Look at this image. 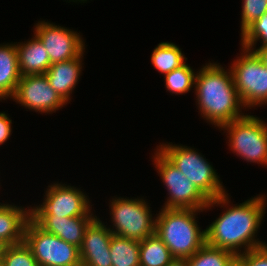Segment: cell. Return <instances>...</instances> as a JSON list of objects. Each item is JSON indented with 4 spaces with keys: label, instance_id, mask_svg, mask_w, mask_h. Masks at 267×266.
<instances>
[{
    "label": "cell",
    "instance_id": "4dcf8cb0",
    "mask_svg": "<svg viewBox=\"0 0 267 266\" xmlns=\"http://www.w3.org/2000/svg\"><path fill=\"white\" fill-rule=\"evenodd\" d=\"M7 247H8V244L2 239H0V263H1L3 255L5 254Z\"/></svg>",
    "mask_w": 267,
    "mask_h": 266
},
{
    "label": "cell",
    "instance_id": "4fadbf2b",
    "mask_svg": "<svg viewBox=\"0 0 267 266\" xmlns=\"http://www.w3.org/2000/svg\"><path fill=\"white\" fill-rule=\"evenodd\" d=\"M96 217L86 228L80 250L81 266H112V232Z\"/></svg>",
    "mask_w": 267,
    "mask_h": 266
},
{
    "label": "cell",
    "instance_id": "d4e9b609",
    "mask_svg": "<svg viewBox=\"0 0 267 266\" xmlns=\"http://www.w3.org/2000/svg\"><path fill=\"white\" fill-rule=\"evenodd\" d=\"M267 45V13L255 20L241 33V46L254 52L257 41ZM262 41V42H261Z\"/></svg>",
    "mask_w": 267,
    "mask_h": 266
},
{
    "label": "cell",
    "instance_id": "44dd1931",
    "mask_svg": "<svg viewBox=\"0 0 267 266\" xmlns=\"http://www.w3.org/2000/svg\"><path fill=\"white\" fill-rule=\"evenodd\" d=\"M139 241L112 234L110 253L112 266H140Z\"/></svg>",
    "mask_w": 267,
    "mask_h": 266
},
{
    "label": "cell",
    "instance_id": "603a6c76",
    "mask_svg": "<svg viewBox=\"0 0 267 266\" xmlns=\"http://www.w3.org/2000/svg\"><path fill=\"white\" fill-rule=\"evenodd\" d=\"M194 69L187 63L165 74L166 90L172 94H185L195 86Z\"/></svg>",
    "mask_w": 267,
    "mask_h": 266
},
{
    "label": "cell",
    "instance_id": "7c38bea8",
    "mask_svg": "<svg viewBox=\"0 0 267 266\" xmlns=\"http://www.w3.org/2000/svg\"><path fill=\"white\" fill-rule=\"evenodd\" d=\"M12 99L29 111L41 114L53 113L67 104L51 87L45 74L21 76Z\"/></svg>",
    "mask_w": 267,
    "mask_h": 266
},
{
    "label": "cell",
    "instance_id": "d6986e66",
    "mask_svg": "<svg viewBox=\"0 0 267 266\" xmlns=\"http://www.w3.org/2000/svg\"><path fill=\"white\" fill-rule=\"evenodd\" d=\"M140 266H167L174 257L164 242L153 233L139 241Z\"/></svg>",
    "mask_w": 267,
    "mask_h": 266
},
{
    "label": "cell",
    "instance_id": "7a4b0ae2",
    "mask_svg": "<svg viewBox=\"0 0 267 266\" xmlns=\"http://www.w3.org/2000/svg\"><path fill=\"white\" fill-rule=\"evenodd\" d=\"M206 63L195 76L196 105L200 116L215 127L244 117L245 109L235 88L230 68Z\"/></svg>",
    "mask_w": 267,
    "mask_h": 266
},
{
    "label": "cell",
    "instance_id": "1f68e13d",
    "mask_svg": "<svg viewBox=\"0 0 267 266\" xmlns=\"http://www.w3.org/2000/svg\"><path fill=\"white\" fill-rule=\"evenodd\" d=\"M261 248H263L264 250H267V244L266 242H261V245H260Z\"/></svg>",
    "mask_w": 267,
    "mask_h": 266
},
{
    "label": "cell",
    "instance_id": "6da1fadb",
    "mask_svg": "<svg viewBox=\"0 0 267 266\" xmlns=\"http://www.w3.org/2000/svg\"><path fill=\"white\" fill-rule=\"evenodd\" d=\"M228 195L226 193L210 200L204 210L218 205L225 207V211L206 227V244L237 256L260 247L262 241L256 234L266 213L267 196L258 194L240 204L229 205L231 201Z\"/></svg>",
    "mask_w": 267,
    "mask_h": 266
},
{
    "label": "cell",
    "instance_id": "f546056e",
    "mask_svg": "<svg viewBox=\"0 0 267 266\" xmlns=\"http://www.w3.org/2000/svg\"><path fill=\"white\" fill-rule=\"evenodd\" d=\"M167 266H188L186 258H174Z\"/></svg>",
    "mask_w": 267,
    "mask_h": 266
},
{
    "label": "cell",
    "instance_id": "2e32d148",
    "mask_svg": "<svg viewBox=\"0 0 267 266\" xmlns=\"http://www.w3.org/2000/svg\"><path fill=\"white\" fill-rule=\"evenodd\" d=\"M24 42L15 43L21 76L45 74L51 61L43 43L35 34L31 40Z\"/></svg>",
    "mask_w": 267,
    "mask_h": 266
},
{
    "label": "cell",
    "instance_id": "7402d4cb",
    "mask_svg": "<svg viewBox=\"0 0 267 266\" xmlns=\"http://www.w3.org/2000/svg\"><path fill=\"white\" fill-rule=\"evenodd\" d=\"M235 261L234 253L206 243L192 257L187 258L188 266H232Z\"/></svg>",
    "mask_w": 267,
    "mask_h": 266
},
{
    "label": "cell",
    "instance_id": "8fae6325",
    "mask_svg": "<svg viewBox=\"0 0 267 266\" xmlns=\"http://www.w3.org/2000/svg\"><path fill=\"white\" fill-rule=\"evenodd\" d=\"M34 34L43 43L51 64L79 57L85 52V41L80 33L51 22L38 21Z\"/></svg>",
    "mask_w": 267,
    "mask_h": 266
},
{
    "label": "cell",
    "instance_id": "52a82bcc",
    "mask_svg": "<svg viewBox=\"0 0 267 266\" xmlns=\"http://www.w3.org/2000/svg\"><path fill=\"white\" fill-rule=\"evenodd\" d=\"M241 50L230 66L240 100L245 109L267 105V69L255 52L243 47Z\"/></svg>",
    "mask_w": 267,
    "mask_h": 266
},
{
    "label": "cell",
    "instance_id": "83f0119b",
    "mask_svg": "<svg viewBox=\"0 0 267 266\" xmlns=\"http://www.w3.org/2000/svg\"><path fill=\"white\" fill-rule=\"evenodd\" d=\"M12 120L5 112H0V145L4 144L11 136Z\"/></svg>",
    "mask_w": 267,
    "mask_h": 266
},
{
    "label": "cell",
    "instance_id": "ffe728a7",
    "mask_svg": "<svg viewBox=\"0 0 267 266\" xmlns=\"http://www.w3.org/2000/svg\"><path fill=\"white\" fill-rule=\"evenodd\" d=\"M182 49L173 42H161L151 54V64L161 74H167L186 63Z\"/></svg>",
    "mask_w": 267,
    "mask_h": 266
},
{
    "label": "cell",
    "instance_id": "9a60e30c",
    "mask_svg": "<svg viewBox=\"0 0 267 266\" xmlns=\"http://www.w3.org/2000/svg\"><path fill=\"white\" fill-rule=\"evenodd\" d=\"M84 52L77 58L51 64L45 75L51 87L68 103L82 73Z\"/></svg>",
    "mask_w": 267,
    "mask_h": 266
},
{
    "label": "cell",
    "instance_id": "cb8c5ba5",
    "mask_svg": "<svg viewBox=\"0 0 267 266\" xmlns=\"http://www.w3.org/2000/svg\"><path fill=\"white\" fill-rule=\"evenodd\" d=\"M0 266H39V264L23 241L18 244L8 245Z\"/></svg>",
    "mask_w": 267,
    "mask_h": 266
},
{
    "label": "cell",
    "instance_id": "ac0fdd59",
    "mask_svg": "<svg viewBox=\"0 0 267 266\" xmlns=\"http://www.w3.org/2000/svg\"><path fill=\"white\" fill-rule=\"evenodd\" d=\"M20 78L15 42L0 44V101L13 97Z\"/></svg>",
    "mask_w": 267,
    "mask_h": 266
},
{
    "label": "cell",
    "instance_id": "ba28073f",
    "mask_svg": "<svg viewBox=\"0 0 267 266\" xmlns=\"http://www.w3.org/2000/svg\"><path fill=\"white\" fill-rule=\"evenodd\" d=\"M153 165L167 187L168 195L162 208L197 209L204 211L209 199L157 148Z\"/></svg>",
    "mask_w": 267,
    "mask_h": 266
},
{
    "label": "cell",
    "instance_id": "d6a6232c",
    "mask_svg": "<svg viewBox=\"0 0 267 266\" xmlns=\"http://www.w3.org/2000/svg\"><path fill=\"white\" fill-rule=\"evenodd\" d=\"M232 266H240L236 261L232 264Z\"/></svg>",
    "mask_w": 267,
    "mask_h": 266
},
{
    "label": "cell",
    "instance_id": "484cf974",
    "mask_svg": "<svg viewBox=\"0 0 267 266\" xmlns=\"http://www.w3.org/2000/svg\"><path fill=\"white\" fill-rule=\"evenodd\" d=\"M264 13H267V0H243L241 33Z\"/></svg>",
    "mask_w": 267,
    "mask_h": 266
},
{
    "label": "cell",
    "instance_id": "3957f363",
    "mask_svg": "<svg viewBox=\"0 0 267 266\" xmlns=\"http://www.w3.org/2000/svg\"><path fill=\"white\" fill-rule=\"evenodd\" d=\"M156 214L155 234L174 258L192 257L205 243L206 232L197 224L202 210L161 208Z\"/></svg>",
    "mask_w": 267,
    "mask_h": 266
},
{
    "label": "cell",
    "instance_id": "277c9868",
    "mask_svg": "<svg viewBox=\"0 0 267 266\" xmlns=\"http://www.w3.org/2000/svg\"><path fill=\"white\" fill-rule=\"evenodd\" d=\"M156 148L189 178L209 200L227 193L212 164L194 147L192 149L188 146L173 145L169 142L167 144L160 143Z\"/></svg>",
    "mask_w": 267,
    "mask_h": 266
},
{
    "label": "cell",
    "instance_id": "f1b7e54d",
    "mask_svg": "<svg viewBox=\"0 0 267 266\" xmlns=\"http://www.w3.org/2000/svg\"><path fill=\"white\" fill-rule=\"evenodd\" d=\"M254 52L261 59L262 63L267 69V45L260 46L259 48L254 49Z\"/></svg>",
    "mask_w": 267,
    "mask_h": 266
},
{
    "label": "cell",
    "instance_id": "5b68a950",
    "mask_svg": "<svg viewBox=\"0 0 267 266\" xmlns=\"http://www.w3.org/2000/svg\"><path fill=\"white\" fill-rule=\"evenodd\" d=\"M233 153L249 163L267 165V124L255 115H246L221 126Z\"/></svg>",
    "mask_w": 267,
    "mask_h": 266
},
{
    "label": "cell",
    "instance_id": "5bb4252c",
    "mask_svg": "<svg viewBox=\"0 0 267 266\" xmlns=\"http://www.w3.org/2000/svg\"><path fill=\"white\" fill-rule=\"evenodd\" d=\"M96 217H31L44 231L80 248L85 230Z\"/></svg>",
    "mask_w": 267,
    "mask_h": 266
},
{
    "label": "cell",
    "instance_id": "9c48e42d",
    "mask_svg": "<svg viewBox=\"0 0 267 266\" xmlns=\"http://www.w3.org/2000/svg\"><path fill=\"white\" fill-rule=\"evenodd\" d=\"M23 241L39 266H81L78 247L44 231L32 219L26 225Z\"/></svg>",
    "mask_w": 267,
    "mask_h": 266
},
{
    "label": "cell",
    "instance_id": "e0dca14e",
    "mask_svg": "<svg viewBox=\"0 0 267 266\" xmlns=\"http://www.w3.org/2000/svg\"><path fill=\"white\" fill-rule=\"evenodd\" d=\"M31 219V208L0 203V239L8 245L23 242L25 228Z\"/></svg>",
    "mask_w": 267,
    "mask_h": 266
},
{
    "label": "cell",
    "instance_id": "30bf717a",
    "mask_svg": "<svg viewBox=\"0 0 267 266\" xmlns=\"http://www.w3.org/2000/svg\"><path fill=\"white\" fill-rule=\"evenodd\" d=\"M44 196L42 204L30 206L31 217H97L88 195L74 186L53 183Z\"/></svg>",
    "mask_w": 267,
    "mask_h": 266
},
{
    "label": "cell",
    "instance_id": "4316f807",
    "mask_svg": "<svg viewBox=\"0 0 267 266\" xmlns=\"http://www.w3.org/2000/svg\"><path fill=\"white\" fill-rule=\"evenodd\" d=\"M240 266H267V250L261 247L249 250L236 256Z\"/></svg>",
    "mask_w": 267,
    "mask_h": 266
},
{
    "label": "cell",
    "instance_id": "8992f818",
    "mask_svg": "<svg viewBox=\"0 0 267 266\" xmlns=\"http://www.w3.org/2000/svg\"><path fill=\"white\" fill-rule=\"evenodd\" d=\"M109 202L112 228L115 235L142 241L155 233L156 217L152 216L150 206L144 198L112 197Z\"/></svg>",
    "mask_w": 267,
    "mask_h": 266
}]
</instances>
